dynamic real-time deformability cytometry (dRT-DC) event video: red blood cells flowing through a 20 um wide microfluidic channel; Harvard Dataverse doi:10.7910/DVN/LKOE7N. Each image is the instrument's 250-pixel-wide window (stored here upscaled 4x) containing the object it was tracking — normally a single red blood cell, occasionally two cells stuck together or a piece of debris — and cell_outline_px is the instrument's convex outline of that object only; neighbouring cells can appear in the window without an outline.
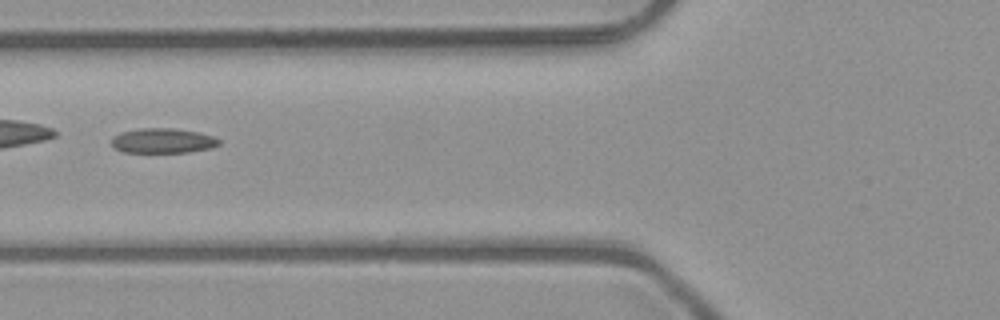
{"species": "common noctule bat (a hibernating species)", "species_latin": "Nyctalus noctula", "temperature_condition": "room temperature", "stored_images_in_passage": 7, "camera_frame_rate_fps": 3000, "um_per_image_px": 0.085, "animal": {"sex": "male", "body_mass_g": 23.1, "forearm_length_mm": 52.7}, "frame": {"image": 1, "passage_image": 6, "time_ms": 1.667, "image_size_px": [1000, 320], "cell_outline_px": [[220, 144], [212, 148], [188, 152], [124, 152], [116, 148], [112, 144], [112, 136], [120, 132], [140, 128], [172, 128], [196, 132], [212, 136], [220, 140]], "centroid_in_image_um": [13.83, 11.96], "position_along_channel_um": 112.0, "area_um2": 15.49}}
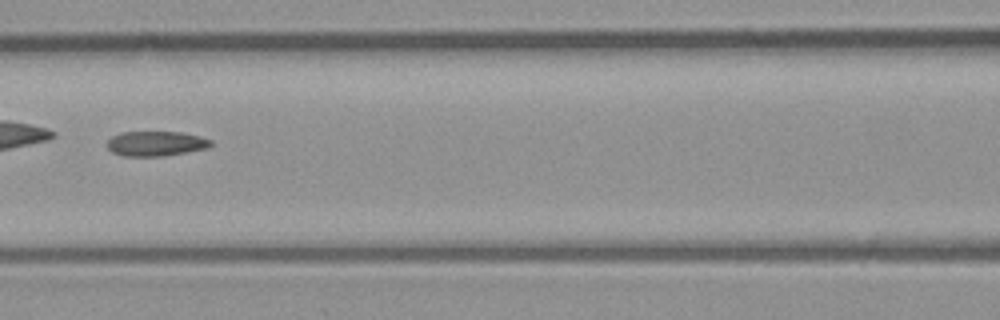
{"frame": {"image": 2, "passage_image": 7, "time_ms": 2.0, "image_size_px": [1000, 320], "cell_outline_px": [[212, 144], [208, 148], [164, 156], [124, 156], [112, 152], [108, 148], [108, 140], [112, 136], [120, 132], [180, 132], [200, 136], [212, 140]], "centroid_in_image_um": [13.26, 12.2], "position_along_channel_um": 153.3, "area_um2": 15.03}}